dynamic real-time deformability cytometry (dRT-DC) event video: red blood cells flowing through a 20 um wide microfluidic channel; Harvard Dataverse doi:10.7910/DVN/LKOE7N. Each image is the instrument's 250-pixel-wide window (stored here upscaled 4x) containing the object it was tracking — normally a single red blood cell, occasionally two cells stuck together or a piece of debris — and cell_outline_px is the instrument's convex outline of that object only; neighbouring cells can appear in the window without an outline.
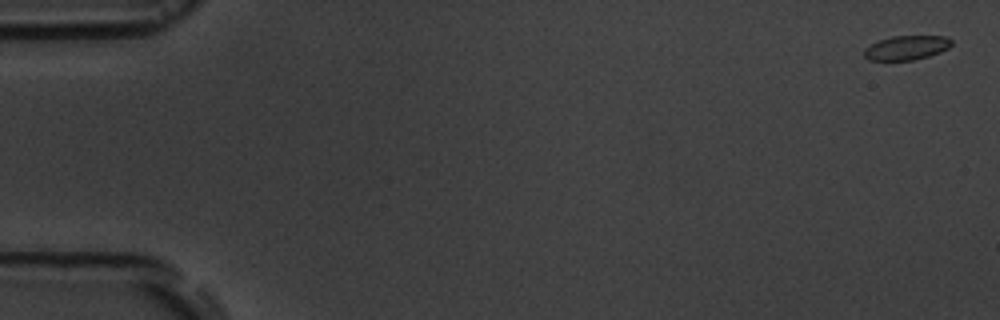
{"species": "common noctule bat (a hibernating species)", "species_latin": "Nyctalus noctula", "temperature_condition": "room temperature", "stored_images_in_passage": 4, "camera_frame_rate_fps": 3000, "um_per_image_px": 0.085, "animal": {"sex": "male", "body_mass_g": 19.5, "forearm_length_mm": 54.6}, "frame": {"image": 1, "passage_image": 1, "time_ms": 0.0, "image_size_px": [1000, 320], "cell_outline_px": [[952, 44], [948, 48], [940, 52], [928, 56], [912, 60], [868, 60], [864, 56], [864, 48], [880, 40], [892, 36], [948, 36], [952, 40]], "centroid_in_image_um": [77.07, 4.05], "position_along_channel_um": 7.9, "area_um2": 12.31}}